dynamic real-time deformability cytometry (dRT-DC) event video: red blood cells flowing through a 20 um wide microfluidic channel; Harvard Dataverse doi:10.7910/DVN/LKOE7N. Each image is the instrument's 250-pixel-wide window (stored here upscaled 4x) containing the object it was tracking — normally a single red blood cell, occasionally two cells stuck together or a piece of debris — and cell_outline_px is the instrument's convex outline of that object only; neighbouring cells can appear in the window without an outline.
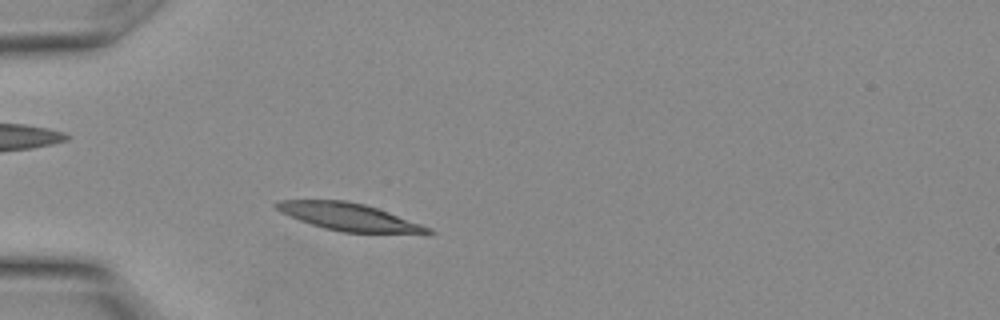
{"species": "Egyptian fruit bat (a non-hibernating species)", "species_latin": "Rousettus aegyptiacus", "temperature_condition": "warm", "stored_images_in_passage": 25, "camera_frame_rate_fps": 3000, "um_per_image_px": 0.085, "animal": {"sex": "female"}, "frame": {"image": 1, "passage_image": 4, "time_ms": 1.0, "image_size_px": [1000, 320], "cell_outline_px": [[436, 232], [344, 232], [324, 228], [300, 220], [280, 212], [272, 204], [280, 200], [344, 200], [364, 204], [388, 212], [432, 228]], "centroid_in_image_um": [29.57, 18.41], "position_along_channel_um": 55.4, "area_um2": 23.52}}
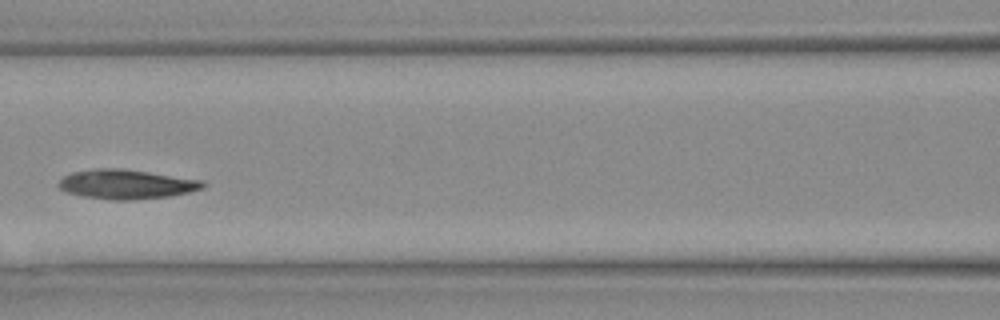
{"frame": {"image": 2, "passage_image": 9, "time_ms": 2.667, "image_size_px": [1000, 320], "cell_outline_px": [[204, 188], [188, 192], [168, 196], [132, 200], [112, 200], [84, 196], [68, 192], [60, 188], [56, 184], [64, 176], [72, 172], [96, 168], [120, 168], [204, 180]], "centroid_in_image_um": [10.73, 15.65], "position_along_channel_um": 155.9, "area_um2": 24.57}}
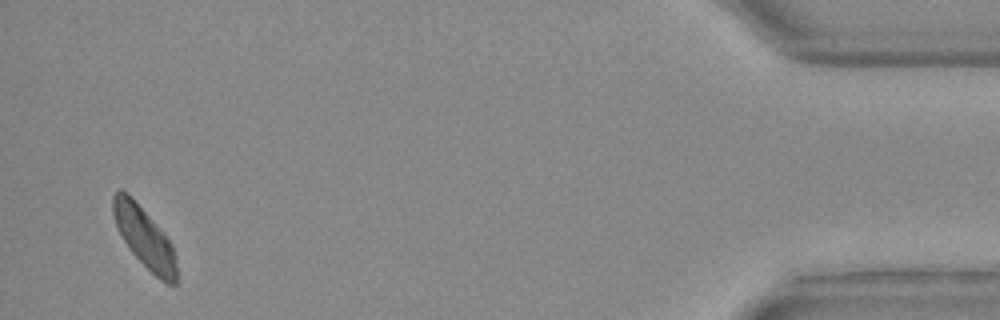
{"frame": {"image": 3, "passage_image": 24, "time_ms": 7.667, "image_size_px": [1000, 320], "cell_outline_px": [[176, 284], [168, 284], [160, 280], [132, 252], [124, 240], [116, 224], [112, 212], [112, 196], [120, 188], [128, 192], [172, 244], [176, 264]], "centroid_in_image_um": [12.25, 20.16], "position_along_channel_um": 422.9, "area_um2": 21.73}}